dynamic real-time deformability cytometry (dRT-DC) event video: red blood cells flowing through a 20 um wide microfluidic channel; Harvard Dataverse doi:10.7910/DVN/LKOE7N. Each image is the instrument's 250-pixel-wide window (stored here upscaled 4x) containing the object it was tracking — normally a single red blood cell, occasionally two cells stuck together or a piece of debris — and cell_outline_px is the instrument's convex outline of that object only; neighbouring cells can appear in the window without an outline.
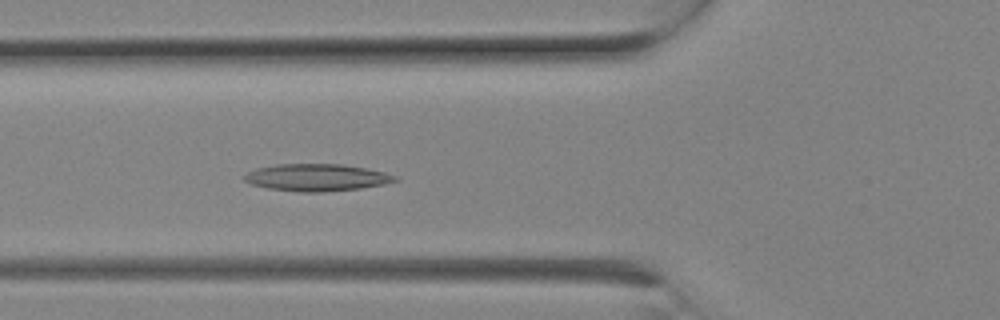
{"species": "Egyptian fruit bat (a non-hibernating species)", "species_latin": "Rousettus aegyptiacus", "temperature_condition": "room temperature", "stored_images_in_passage": 8, "camera_frame_rate_fps": 3000, "um_per_image_px": 0.085, "animal": {"sex": "female"}, "frame": {"image": 1, "passage_image": 8, "time_ms": 2.333, "image_size_px": [1000, 320], "cell_outline_px": [[400, 180], [384, 184], [360, 188], [324, 192], [300, 192], [268, 188], [252, 184], [244, 180], [244, 176], [248, 172], [256, 168], [276, 164], [340, 164], [364, 168], [384, 172], [396, 176]], "centroid_in_image_um": [26.92, 15.09], "position_along_channel_um": 98.9, "area_um2": 23.7}}